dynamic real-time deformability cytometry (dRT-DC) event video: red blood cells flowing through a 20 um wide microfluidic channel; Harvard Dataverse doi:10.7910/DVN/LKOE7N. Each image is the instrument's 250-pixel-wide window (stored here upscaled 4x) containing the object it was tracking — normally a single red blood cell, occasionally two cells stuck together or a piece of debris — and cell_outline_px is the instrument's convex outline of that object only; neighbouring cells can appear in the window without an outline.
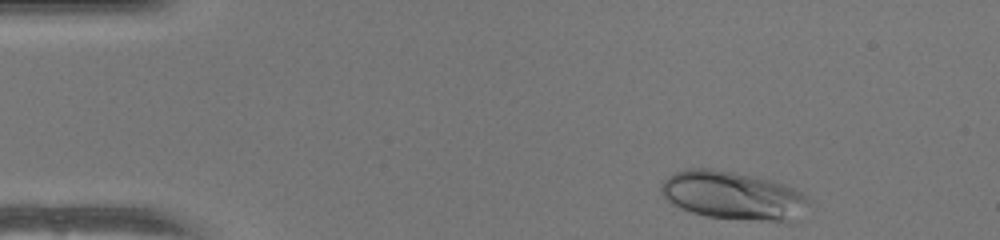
{"species": "human", "species_latin": "Homo sapiens", "temperature_condition": "warm", "stored_images_in_passage": 45, "camera_frame_rate_fps": 3000, "um_per_image_px": 0.085, "donor": {"sex": "female"}, "frame": {"image": 1, "passage_image": 1, "time_ms": 0.0, "image_size_px": [1000, 240], "cell_outline_px": [[812, 200], [792, 224], [788, 224], [704, 216], [680, 208], [672, 204], [660, 192], [660, 184], [668, 176], [676, 172], [688, 168], [712, 168], [772, 180], [796, 188], [808, 196]], "centroid_in_image_um": [62.38, 16.65], "position_along_channel_um": 22.6, "area_um2": 42.43}}
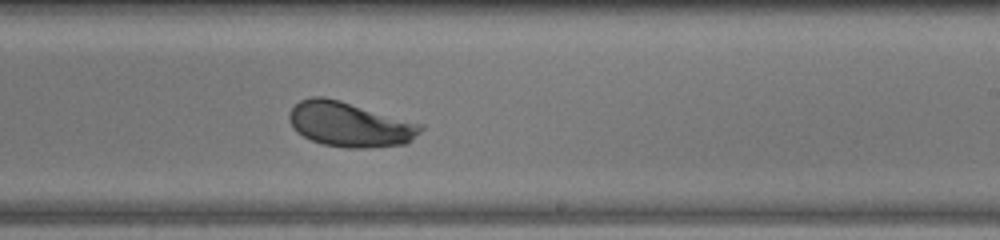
{"frame": {"image": 2, "passage_image": 25, "time_ms": 8.0, "image_size_px": [1000, 240], "cell_outline_px": [[424, 128], [412, 140], [404, 144], [368, 148], [348, 148], [324, 144], [312, 140], [296, 132], [292, 128], [288, 120], [288, 112], [300, 100], [312, 96], [324, 96], [340, 100], [424, 124]], "centroid_in_image_um": [29.72, 10.56], "position_along_channel_um": 259.3, "area_um2": 34.56}}
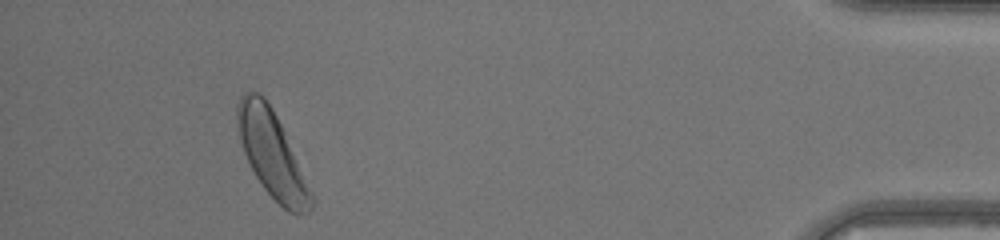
{"frame": {"image": 3, "passage_image": 41, "time_ms": 13.333, "image_size_px": [1000, 240], "cell_outline_px": [[316, 200], [312, 208], [308, 212], [296, 216], [288, 212], [264, 188], [256, 176], [244, 152], [240, 140], [236, 124], [236, 104], [240, 96], [244, 92], [260, 92], [264, 96], [272, 108], [284, 132]], "centroid_in_image_um": [23.12, 13.11], "position_along_channel_um": 412.1, "area_um2": 36.7}, "authors_computed_cell_mechanics": {"area_um2": 34.68, "velocity_mm_per_s": 4.0521, "shape_relaxation_time_tau1_ms": 1.6944, "shape_relaxation_time_tau2_ms": null, "deformation_change_tau1": 0.1222, "deformation_change_tau2": null}}